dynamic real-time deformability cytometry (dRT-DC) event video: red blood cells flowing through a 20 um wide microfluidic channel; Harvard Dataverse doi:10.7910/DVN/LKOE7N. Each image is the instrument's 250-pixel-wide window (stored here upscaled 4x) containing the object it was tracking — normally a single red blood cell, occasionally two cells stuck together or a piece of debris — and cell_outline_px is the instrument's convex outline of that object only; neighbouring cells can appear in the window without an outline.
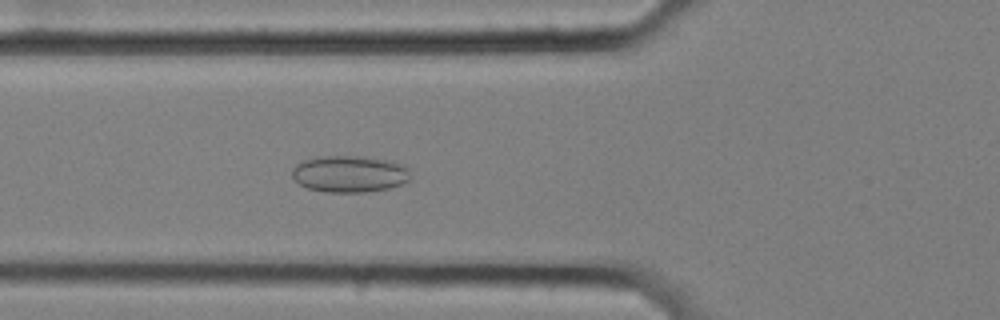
{"species": "common noctule bat (a hibernating species)", "species_latin": "Nyctalus noctula", "temperature_condition": "cold", "stored_images_in_passage": 49, "camera_frame_rate_fps": 3000, "um_per_image_px": 0.085, "animal": {"sex": "female", "body_mass_g": 25.1}, "frame": {"image": 1, "passage_image": 12, "time_ms": 3.667, "image_size_px": [1000, 320], "cell_outline_px": [[412, 176], [408, 180], [400, 184], [388, 188], [364, 192], [324, 192], [308, 188], [300, 184], [292, 176], [292, 168], [296, 164], [304, 160], [320, 156], [364, 156], [392, 160], [408, 168]], "centroid_in_image_um": [29.72, 14.77], "position_along_channel_um": 96.1, "area_um2": 25.43}}
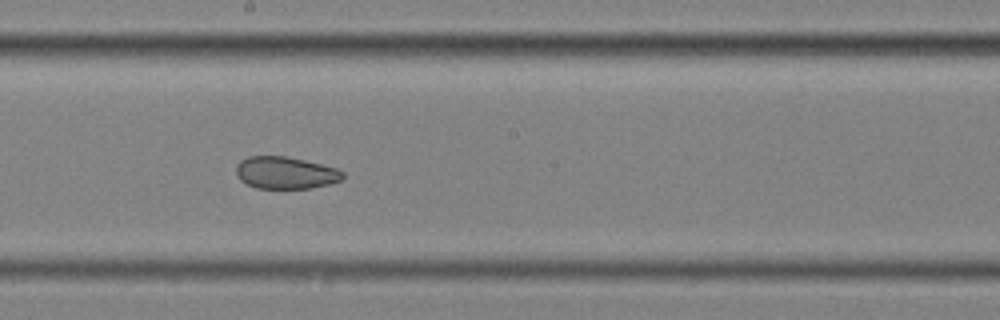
{"frame": {"image": 2, "passage_image": 23, "time_ms": 7.333, "image_size_px": [1000, 320], "cell_outline_px": [[344, 176], [340, 180], [328, 184], [308, 188], [256, 188], [240, 180], [236, 172], [236, 164], [240, 160], [248, 156], [284, 156], [304, 160], [336, 168], [344, 172]], "centroid_in_image_um": [24.23, 14.68], "position_along_channel_um": 224.0, "area_um2": 19.83}}
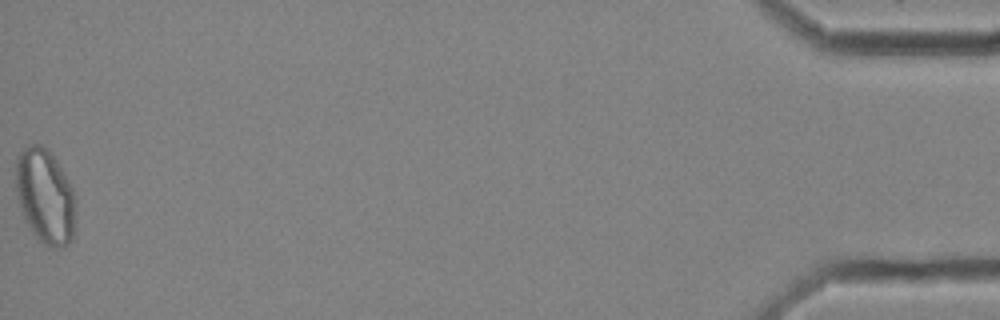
{"frame": {"image": 3, "passage_image": 49, "time_ms": 16.0, "image_size_px": [1000, 320], "cell_outline_px": [[76, 212], [72, 240], [64, 248], [52, 248], [44, 244], [32, 232], [24, 220], [20, 208], [16, 188], [16, 156], [24, 148], [32, 144], [40, 144], [56, 160], [72, 188]], "centroid_in_image_um": [3.83, 16.73], "position_along_channel_um": 431.4, "area_um2": 32.95}, "authors_computed_cell_mechanics": {"area_um2": 25.0852, "velocity_mm_per_s": 3.4838, "shape_relaxation_time_tau1_ms": null, "shape_relaxation_time_tau2_ms": 1.8914, "deformation_change_tau1": null, "deformation_change_tau2": 0.0609}}